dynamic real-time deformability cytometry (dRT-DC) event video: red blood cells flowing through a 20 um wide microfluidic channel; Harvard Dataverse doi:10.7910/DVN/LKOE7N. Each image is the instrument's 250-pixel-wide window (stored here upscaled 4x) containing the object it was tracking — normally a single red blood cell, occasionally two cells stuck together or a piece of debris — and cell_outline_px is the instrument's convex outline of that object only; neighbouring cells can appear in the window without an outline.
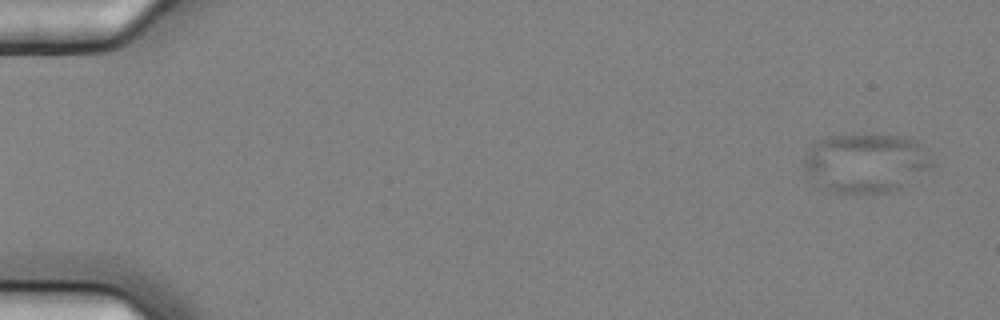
{"species": "common noctule bat (a hibernating species)", "species_latin": "Nyctalus noctula", "temperature_condition": "cold", "stored_images_in_passage": 8, "camera_frame_rate_fps": 3000, "um_per_image_px": 0.085, "animal": {"sex": "female", "body_mass_g": 25.1}, "frame": {"image": 1, "passage_image": 2, "time_ms": 0.333, "image_size_px": [1000, 320], "cell_outline_px": [[932, 172], [888, 192], [856, 196], [832, 192], [816, 184], [804, 168], [804, 156], [820, 140], [828, 136], [864, 132], [904, 136], [916, 140], [924, 144], [928, 148], [932, 160]], "centroid_in_image_um": [73.68, 13.84], "position_along_channel_um": 11.3, "area_um2": 45.84}}
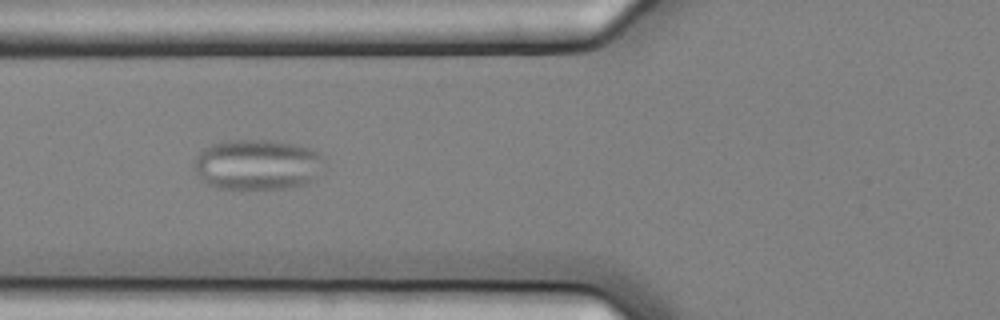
{"frame": {"image": 2, "passage_image": 7, "time_ms": 2.0, "image_size_px": [1000, 320], "cell_outline_px": [[324, 156], [316, 180], [308, 184], [288, 188], [216, 188], [200, 180], [196, 172], [196, 156], [204, 148], [212, 144], [228, 140], [276, 140], [300, 144], [312, 148], [320, 152]], "centroid_in_image_um": [21.93, 13.98], "position_along_channel_um": 103.9, "area_um2": 38.67}}